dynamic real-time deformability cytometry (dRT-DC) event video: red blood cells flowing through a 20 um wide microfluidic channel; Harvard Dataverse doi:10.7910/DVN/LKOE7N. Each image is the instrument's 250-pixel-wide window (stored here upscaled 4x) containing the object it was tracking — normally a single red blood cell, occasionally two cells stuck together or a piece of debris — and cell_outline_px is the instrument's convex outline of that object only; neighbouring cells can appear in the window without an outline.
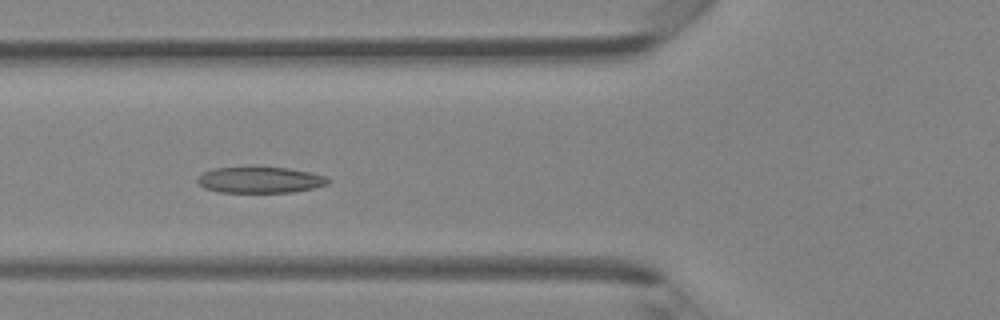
{"species": "Egyptian fruit bat (a non-hibernating species)", "species_latin": "Rousettus aegyptiacus", "temperature_condition": "room temperature", "stored_images_in_passage": 42, "camera_frame_rate_fps": 3000, "um_per_image_px": 0.085, "animal": {"sex": "female"}, "frame": {"image": 1, "passage_image": 16, "time_ms": 5.0, "image_size_px": [1000, 320], "cell_outline_px": [[332, 180], [328, 184], [312, 188], [292, 192], [220, 192], [204, 188], [196, 180], [204, 172], [212, 168], [252, 164], [288, 168], [308, 172], [324, 176]], "centroid_in_image_um": [22.07, 15.24], "position_along_channel_um": 103.7, "area_um2": 20.58}}
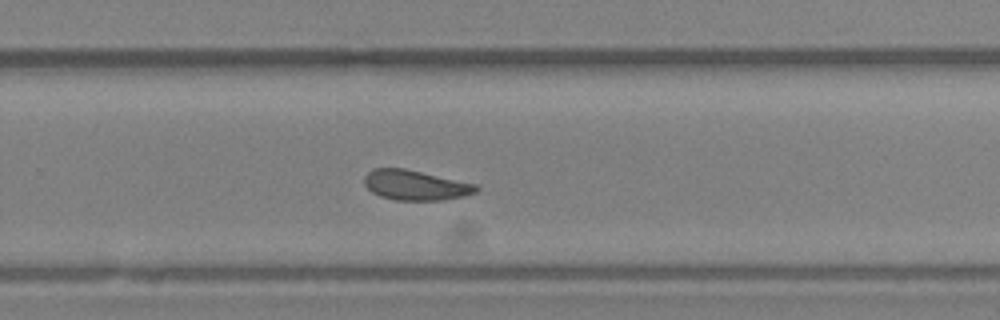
{"frame": {"image": 2, "passage_image": 28, "time_ms": 9.0, "image_size_px": [1000, 320], "cell_outline_px": [[480, 188], [476, 192], [464, 196], [444, 200], [396, 200], [380, 196], [372, 192], [364, 184], [364, 176], [372, 168], [404, 168], [476, 184]], "centroid_in_image_um": [35.3, 15.74], "position_along_channel_um": 294.5, "area_um2": 19.54}}
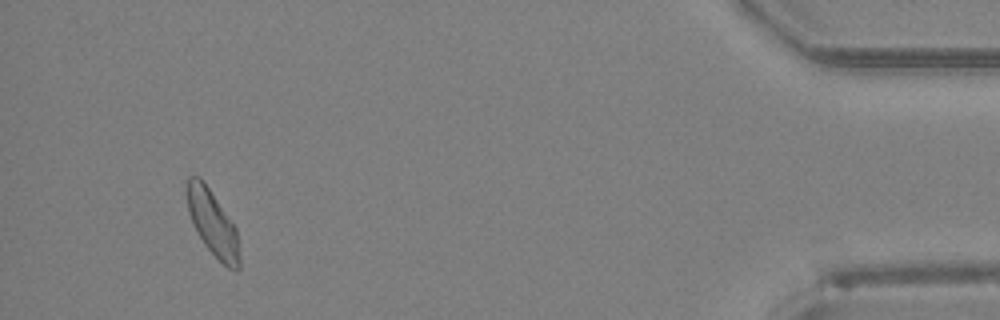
{"frame": {"image": 3, "passage_image": 40, "time_ms": 13.0, "image_size_px": [1000, 320], "cell_outline_px": [[240, 268], [236, 272], [228, 268], [204, 244], [196, 232], [188, 212], [184, 192], [188, 176], [200, 176], [236, 228], [240, 260]], "centroid_in_image_um": [18.03, 18.94], "position_along_channel_um": 417.2, "area_um2": 20.06}}